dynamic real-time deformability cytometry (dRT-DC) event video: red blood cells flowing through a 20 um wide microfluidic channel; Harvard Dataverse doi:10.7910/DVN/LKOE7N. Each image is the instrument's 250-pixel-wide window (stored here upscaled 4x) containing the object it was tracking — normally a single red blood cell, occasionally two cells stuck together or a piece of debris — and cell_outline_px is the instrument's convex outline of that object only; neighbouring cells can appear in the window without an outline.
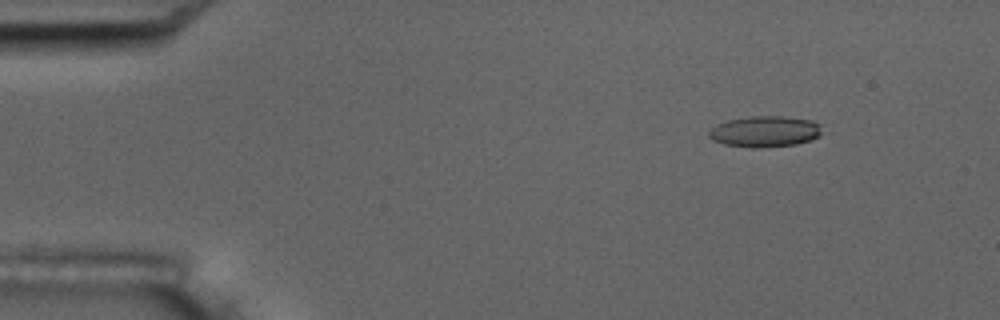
{"species": "common noctule bat (a hibernating species)", "species_latin": "Nyctalus noctula", "temperature_condition": "room temperature", "stored_images_in_passage": 4, "camera_frame_rate_fps": 3000, "um_per_image_px": 0.085, "animal": {"sex": "male", "body_mass_g": 17.5, "forearm_length_mm": 52.3}, "frame": {"image": 1, "passage_image": 1, "time_ms": 0.0, "image_size_px": [1000, 320], "cell_outline_px": [[820, 136], [796, 144], [756, 148], [752, 148], [724, 144], [712, 140], [708, 136], [708, 132], [716, 124], [728, 120], [752, 116], [784, 116], [812, 120], [820, 124]], "centroid_in_image_um": [64.99, 11.17], "position_along_channel_um": 20.0, "area_um2": 20.4}}